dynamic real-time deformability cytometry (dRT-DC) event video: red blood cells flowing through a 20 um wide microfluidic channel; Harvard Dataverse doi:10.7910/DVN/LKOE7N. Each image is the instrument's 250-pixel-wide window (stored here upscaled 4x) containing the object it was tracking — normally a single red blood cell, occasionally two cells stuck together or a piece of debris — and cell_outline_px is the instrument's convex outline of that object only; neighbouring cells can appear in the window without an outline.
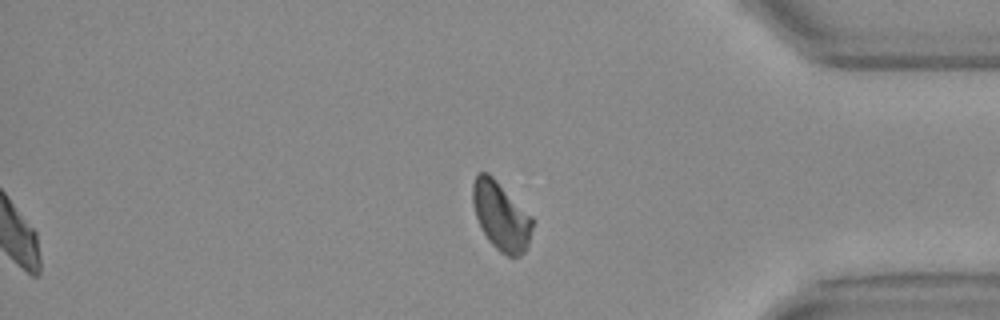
{"species": "Egyptian fruit bat (a non-hibernating species)", "species_latin": "Rousettus aegyptiacus", "temperature_condition": "warm", "stored_images_in_passage": 53, "segment_of_instrument_passage": [2, 2], "camera_frame_rate_fps": 3000, "um_per_image_px": 0.085, "animal": {"sex": "female"}, "frame": {"image": 1, "passage_image": 53, "time_ms": 17.333, "image_size_px": [1000, 320], "cell_outline_px": [[532, 228], [528, 248], [520, 256], [508, 256], [500, 252], [488, 240], [480, 228], [472, 204], [472, 184], [476, 172], [488, 172], [532, 216]], "centroid_in_image_um": [42.56, 18.36], "position_along_channel_um": 392.6, "area_um2": 23.93}}